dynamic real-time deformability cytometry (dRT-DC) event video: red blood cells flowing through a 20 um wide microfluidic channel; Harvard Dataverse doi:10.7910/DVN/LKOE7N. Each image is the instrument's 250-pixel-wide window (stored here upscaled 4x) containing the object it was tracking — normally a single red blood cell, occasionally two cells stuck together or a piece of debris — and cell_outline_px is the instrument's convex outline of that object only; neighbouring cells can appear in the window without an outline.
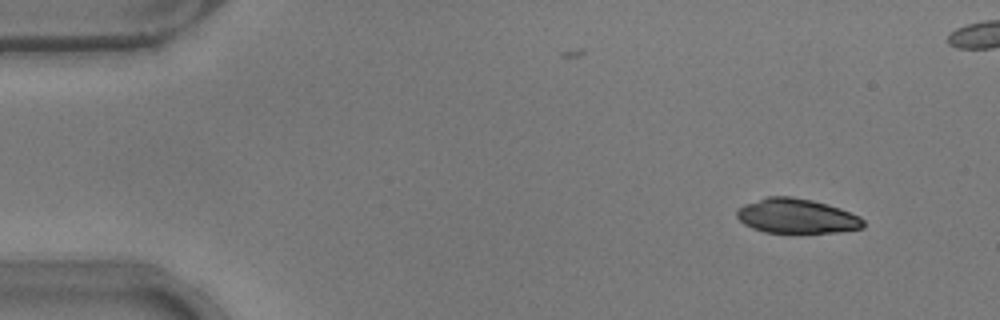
{"species": "common noctule bat (a hibernating species)", "species_latin": "Nyctalus noctula", "temperature_condition": "warm", "stored_images_in_passage": 50, "segment_of_instrument_passage": [1, 2], "camera_frame_rate_fps": 3000, "um_per_image_px": 0.085, "animal": {"sex": "male", "body_mass_g": 17.9}, "frame": {"image": 1, "passage_image": 1, "time_ms": 0.0, "image_size_px": [1000, 320], "cell_outline_px": [[864, 228], [840, 232], [764, 232], [752, 228], [744, 224], [736, 216], [736, 208], [744, 204], [768, 196], [792, 196], [812, 200], [840, 208], [860, 216], [864, 220]], "centroid_in_image_um": [67.71, 18.36], "position_along_channel_um": 17.3, "area_um2": 25.61}}
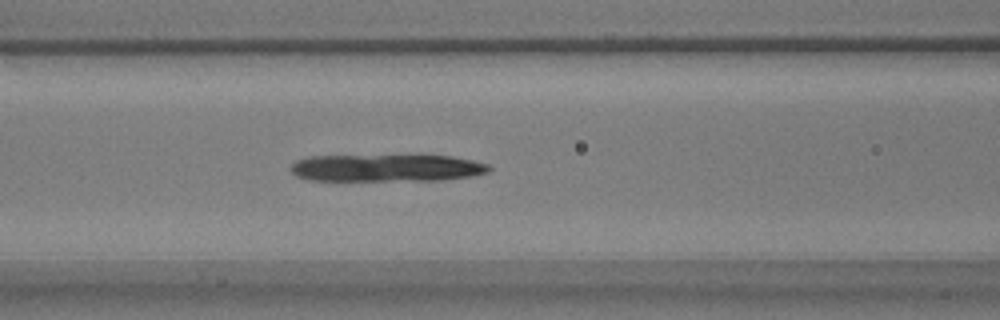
{"frame": {"image": 2, "passage_image": 18, "time_ms": 5.667, "image_size_px": [1000, 320], "cell_outline_px": [[492, 168], [488, 172], [472, 176], [444, 180], [308, 180], [296, 176], [292, 172], [292, 164], [296, 160], [308, 156], [452, 156], [472, 160], [488, 164]], "centroid_in_image_um": [32.88, 14.28], "position_along_channel_um": 133.7, "area_um2": 31.33}}
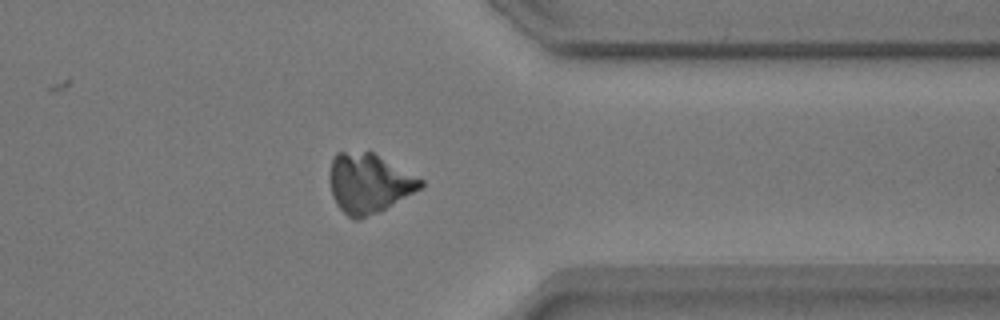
{"frame": {"image": 3, "passage_image": 38, "time_ms": 12.333, "image_size_px": [1000, 320], "cell_outline_px": [[424, 184], [420, 188], [384, 208], [376, 212], [356, 220], [352, 220], [336, 204], [332, 196], [328, 176], [332, 156], [336, 152], [372, 152], [424, 180]], "centroid_in_image_um": [31.29, 15.56], "position_along_channel_um": 380.1, "area_um2": 31.1}}